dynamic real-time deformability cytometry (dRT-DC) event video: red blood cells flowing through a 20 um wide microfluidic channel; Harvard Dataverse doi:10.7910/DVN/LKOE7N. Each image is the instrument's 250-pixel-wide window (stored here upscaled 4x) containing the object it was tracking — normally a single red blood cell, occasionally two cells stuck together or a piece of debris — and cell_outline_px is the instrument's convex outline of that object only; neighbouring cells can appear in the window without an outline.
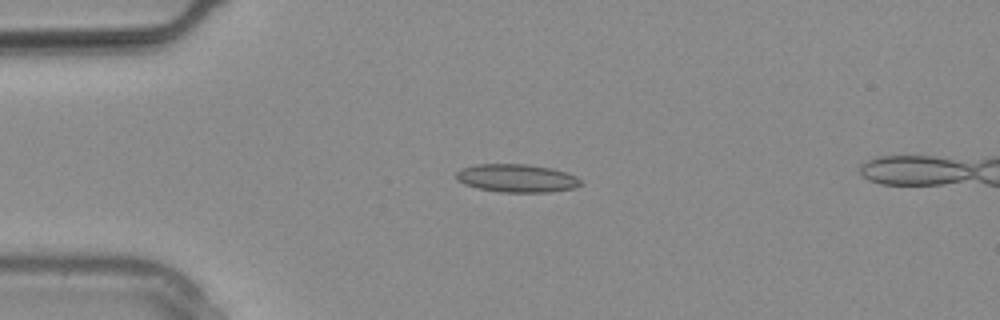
{"species": "common noctule bat (a hibernating species)", "species_latin": "Nyctalus noctula", "temperature_condition": "warm", "stored_images_in_passage": 3, "camera_frame_rate_fps": 3000, "um_per_image_px": 0.085, "animal": {"sex": "male", "body_mass_g": 20.4}, "frame": {"image": 1, "passage_image": 2, "time_ms": 0.333, "image_size_px": [1000, 320], "cell_outline_px": [[584, 184], [576, 188], [552, 192], [500, 192], [476, 188], [464, 184], [456, 180], [456, 172], [464, 168], [476, 164], [528, 164], [552, 168], [576, 176]], "centroid_in_image_um": [43.94, 15.15], "position_along_channel_um": 41.1, "area_um2": 20.58}}